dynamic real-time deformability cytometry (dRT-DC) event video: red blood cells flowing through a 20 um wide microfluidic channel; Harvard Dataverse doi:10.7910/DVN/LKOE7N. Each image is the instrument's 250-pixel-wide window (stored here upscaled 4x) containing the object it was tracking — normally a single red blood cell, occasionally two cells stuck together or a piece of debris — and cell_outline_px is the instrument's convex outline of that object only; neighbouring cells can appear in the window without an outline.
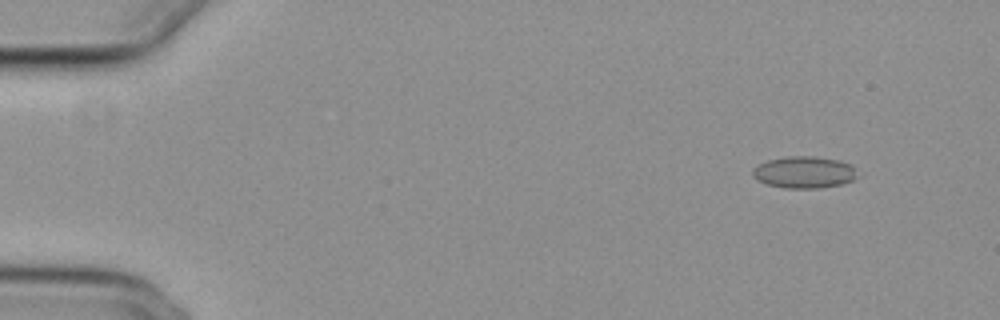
{"species": "common noctule bat (a hibernating species)", "species_latin": "Nyctalus noctula", "temperature_condition": "cold", "stored_images_in_passage": 55, "camera_frame_rate_fps": 3000, "um_per_image_px": 0.085, "animal": {"sex": "female", "body_mass_g": 29.2, "forearm_length_mm": 56.3}, "frame": {"image": 1, "passage_image": 5, "time_ms": 1.333, "image_size_px": [1000, 320], "cell_outline_px": [[856, 176], [852, 180], [840, 184], [820, 188], [784, 188], [768, 184], [756, 180], [752, 176], [752, 168], [756, 164], [768, 160], [784, 156], [816, 156], [840, 160], [852, 164], [856, 168]], "centroid_in_image_um": [68.32, 14.62], "position_along_channel_um": 16.7, "area_um2": 19.71}}
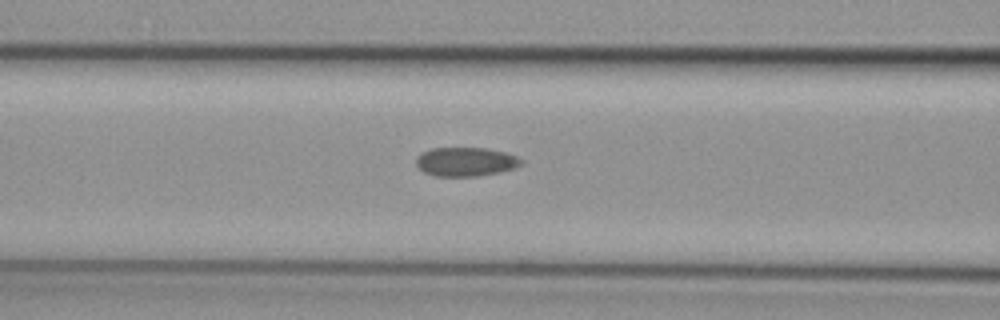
{"frame": {"image": 2, "passage_image": 23, "time_ms": 7.333, "image_size_px": [1000, 320], "cell_outline_px": [[524, 164], [512, 168], [496, 172], [476, 176], [436, 176], [424, 172], [416, 164], [416, 156], [432, 148], [484, 148], [504, 152], [516, 156], [524, 160]], "centroid_in_image_um": [39.58, 13.74], "position_along_channel_um": 127.0, "area_um2": 17.51}}
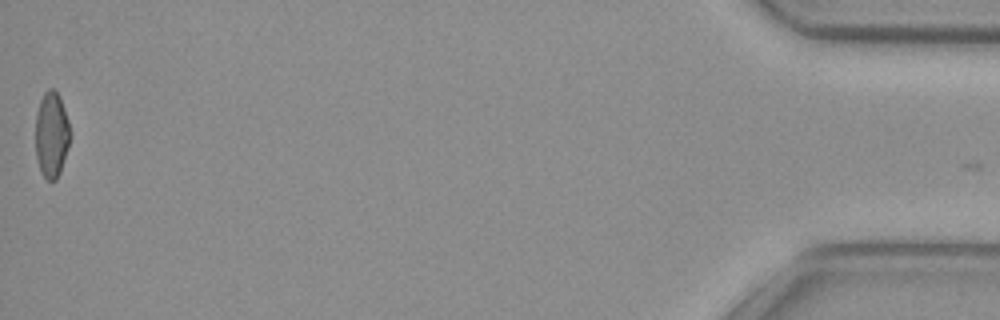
{"frame": {"image": 3, "passage_image": 55, "time_ms": 18.0, "image_size_px": [1000, 320], "cell_outline_px": [[68, 144], [60, 172], [56, 180], [48, 180], [40, 172], [36, 156], [36, 112], [40, 100], [44, 92], [48, 88], [52, 88], [60, 96], [68, 120]], "centroid_in_image_um": [4.35, 11.42], "position_along_channel_um": 430.9, "area_um2": 16.99}, "authors_computed_cell_mechanics": {"area_um2": 18.0914, "velocity_mm_per_s": 3.7609, "shape_relaxation_time_tau1_ms": null, "shape_relaxation_time_tau2_ms": 3.2738, "deformation_change_tau1": null, "deformation_change_tau2": 0.0988}}